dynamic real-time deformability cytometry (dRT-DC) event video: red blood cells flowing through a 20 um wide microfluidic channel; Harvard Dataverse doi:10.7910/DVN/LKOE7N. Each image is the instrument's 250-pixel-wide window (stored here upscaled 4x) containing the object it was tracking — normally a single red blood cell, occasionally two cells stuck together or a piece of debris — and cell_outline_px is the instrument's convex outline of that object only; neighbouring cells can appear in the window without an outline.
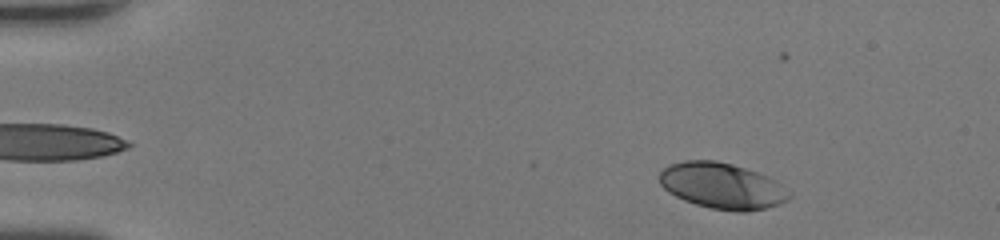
{"species": "human", "species_latin": "Homo sapiens", "temperature_condition": "room temperature", "stored_images_in_passage": 45, "camera_frame_rate_fps": 3000, "um_per_image_px": 0.085, "donor": {"sex": "female"}, "frame": {"image": 1, "passage_image": 4, "time_ms": 1.0, "image_size_px": [1000, 240], "cell_outline_px": [[792, 196], [788, 200], [780, 204], [764, 208], [744, 212], [736, 212], [712, 208], [696, 204], [684, 200], [668, 192], [660, 184], [660, 172], [668, 164], [684, 160], [716, 160], [732, 164], [768, 176], [776, 180], [792, 192]], "centroid_in_image_um": [61.4, 15.79], "position_along_channel_um": 23.6, "area_um2": 34.91}}
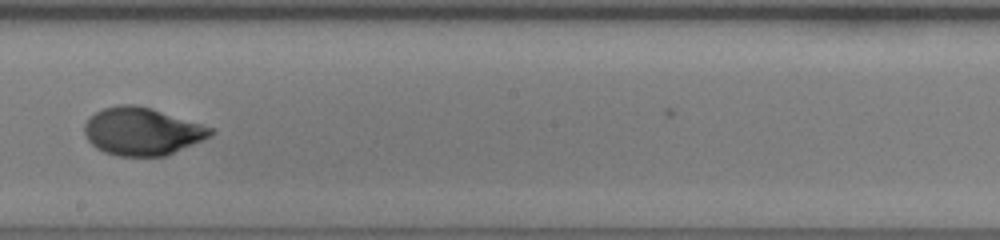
{"frame": {"image": 2, "passage_image": 26, "time_ms": 8.333, "image_size_px": [1000, 240], "cell_outline_px": [[216, 132], [212, 136], [204, 140], [164, 156], [116, 156], [104, 152], [96, 148], [88, 140], [84, 132], [84, 124], [96, 112], [104, 108], [120, 104], [136, 104], [152, 108], [212, 128]], "centroid_in_image_um": [12.08, 11.17], "position_along_channel_um": 236.1, "area_um2": 34.97}}
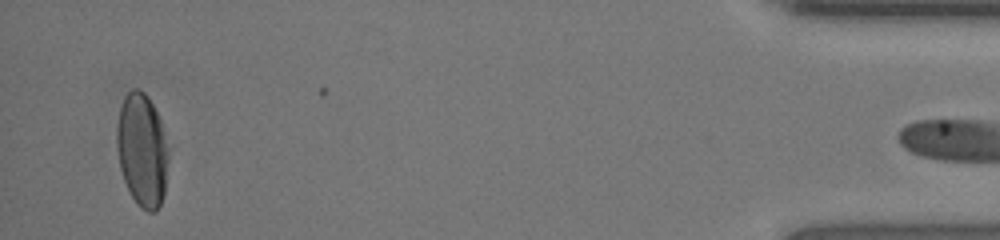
{"frame": {"image": 3, "passage_image": 44, "time_ms": 14.333, "image_size_px": [1000, 240], "cell_outline_px": [[168, 160], [164, 192], [160, 204], [156, 212], [148, 212], [140, 208], [136, 204], [124, 180], [120, 168], [116, 144], [116, 124], [120, 104], [124, 96], [132, 88], [140, 88], [148, 96], [160, 120], [164, 132], [168, 148]], "centroid_in_image_um": [12.06, 12.73], "position_along_channel_um": 423.1, "area_um2": 34.39}}